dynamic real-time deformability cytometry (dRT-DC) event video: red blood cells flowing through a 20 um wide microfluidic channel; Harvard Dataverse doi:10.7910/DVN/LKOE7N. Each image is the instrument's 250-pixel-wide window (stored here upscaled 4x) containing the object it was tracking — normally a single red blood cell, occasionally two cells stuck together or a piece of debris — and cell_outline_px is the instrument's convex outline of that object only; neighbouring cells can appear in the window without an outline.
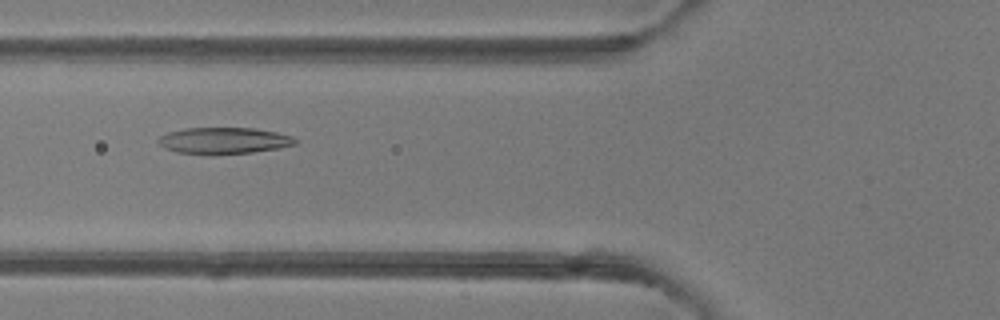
{"species": "common noctule bat (a hibernating species)", "species_latin": "Nyctalus noctula", "temperature_condition": "room temperature", "stored_images_in_passage": 6, "camera_frame_rate_fps": 3000, "um_per_image_px": 0.085, "animal": {"sex": "female"}, "frame": {"image": 1, "passage_image": 6, "time_ms": 5.667, "image_size_px": [1000, 320], "cell_outline_px": [[296, 144], [280, 148], [252, 152], [212, 156], [176, 152], [164, 148], [156, 140], [160, 136], [168, 132], [184, 128], [256, 128], [276, 132], [292, 136], [296, 140]], "centroid_in_image_um": [19.0, 11.97], "position_along_channel_um": 106.8, "area_um2": 21.5}}